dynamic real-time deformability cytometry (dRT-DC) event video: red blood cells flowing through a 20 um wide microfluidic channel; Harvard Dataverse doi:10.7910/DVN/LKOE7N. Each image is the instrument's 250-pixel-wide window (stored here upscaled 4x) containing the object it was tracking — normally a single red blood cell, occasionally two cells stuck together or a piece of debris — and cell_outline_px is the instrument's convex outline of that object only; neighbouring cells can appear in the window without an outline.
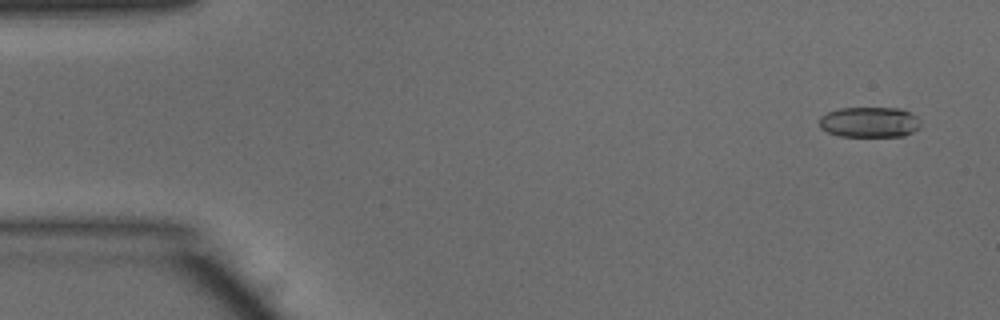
{"species": "common noctule bat (a hibernating species)", "species_latin": "Nyctalus noctula", "temperature_condition": "warm", "stored_images_in_passage": 47, "camera_frame_rate_fps": 3000, "um_per_image_px": 0.085, "animal": {"sex": "male", "body_mass_g": 15.6}, "frame": {"image": 1, "passage_image": 3, "time_ms": 0.667, "image_size_px": [1000, 320], "cell_outline_px": [[920, 128], [904, 136], [840, 136], [828, 132], [820, 128], [820, 116], [828, 112], [840, 108], [904, 108], [916, 116], [920, 120]], "centroid_in_image_um": [73.93, 10.38], "position_along_channel_um": 11.1, "area_um2": 18.09}}
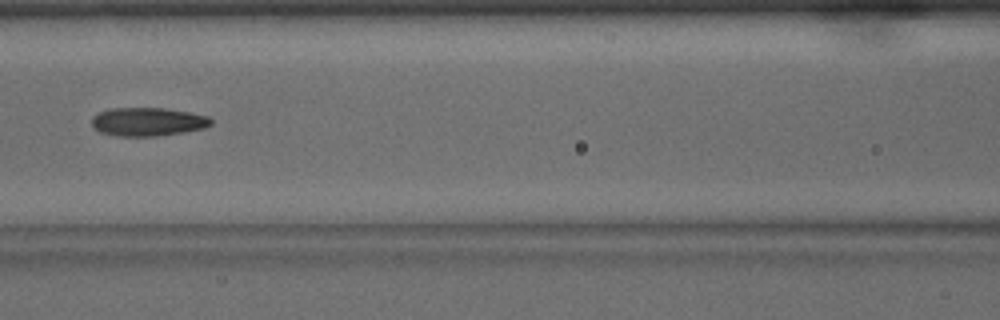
{"frame": {"image": 2, "passage_image": 22, "time_ms": 7.0, "image_size_px": [1000, 320], "cell_outline_px": [[212, 124], [204, 128], [184, 132], [156, 136], [116, 136], [100, 132], [92, 124], [92, 116], [100, 112], [112, 108], [164, 108], [192, 112], [208, 116], [212, 120]], "centroid_in_image_um": [12.59, 10.34], "position_along_channel_um": 154.0, "area_um2": 19.83}}
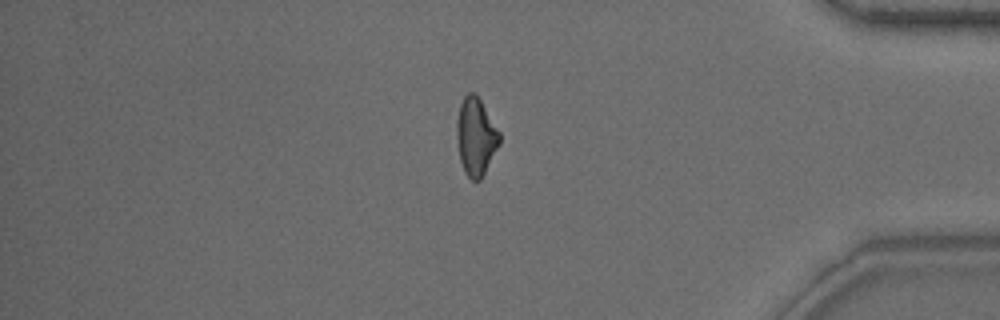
{"frame": {"image": 3, "passage_image": 42, "time_ms": 13.667, "image_size_px": [1000, 320], "cell_outline_px": [[500, 144], [480, 180], [472, 180], [464, 172], [460, 160], [456, 136], [456, 120], [460, 104], [464, 96], [468, 92], [472, 92], [480, 100], [500, 132]], "centroid_in_image_um": [40.43, 11.62], "position_along_channel_um": 394.8, "area_um2": 19.25}}